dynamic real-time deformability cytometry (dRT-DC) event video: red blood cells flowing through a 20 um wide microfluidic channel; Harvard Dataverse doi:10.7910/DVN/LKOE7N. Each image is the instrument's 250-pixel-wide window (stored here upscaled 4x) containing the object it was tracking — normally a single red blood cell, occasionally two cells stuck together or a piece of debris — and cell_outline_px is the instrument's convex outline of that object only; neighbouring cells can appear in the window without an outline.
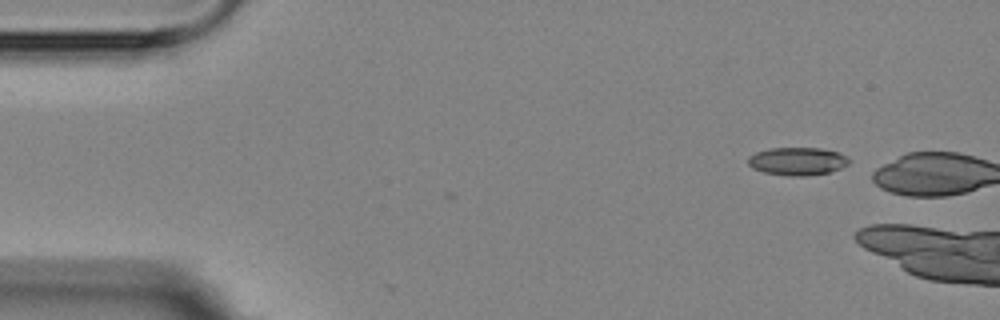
{"species": "Egyptian fruit bat (a non-hibernating species)", "species_latin": "Rousettus aegyptiacus", "temperature_condition": "room temperature", "stored_images_in_passage": 2, "camera_frame_rate_fps": 3000, "um_per_image_px": 0.085, "animal": {"sex": "female"}, "frame": {"image": 1, "passage_image": 1, "time_ms": 0.0, "image_size_px": [1000, 320], "cell_outline_px": [[852, 160], [848, 164], [840, 168], [828, 172], [804, 176], [792, 176], [764, 172], [752, 168], [748, 164], [748, 156], [756, 152], [768, 148], [820, 148], [840, 152]], "centroid_in_image_um": [67.78, 13.69], "position_along_channel_um": 17.2, "area_um2": 16.47}}